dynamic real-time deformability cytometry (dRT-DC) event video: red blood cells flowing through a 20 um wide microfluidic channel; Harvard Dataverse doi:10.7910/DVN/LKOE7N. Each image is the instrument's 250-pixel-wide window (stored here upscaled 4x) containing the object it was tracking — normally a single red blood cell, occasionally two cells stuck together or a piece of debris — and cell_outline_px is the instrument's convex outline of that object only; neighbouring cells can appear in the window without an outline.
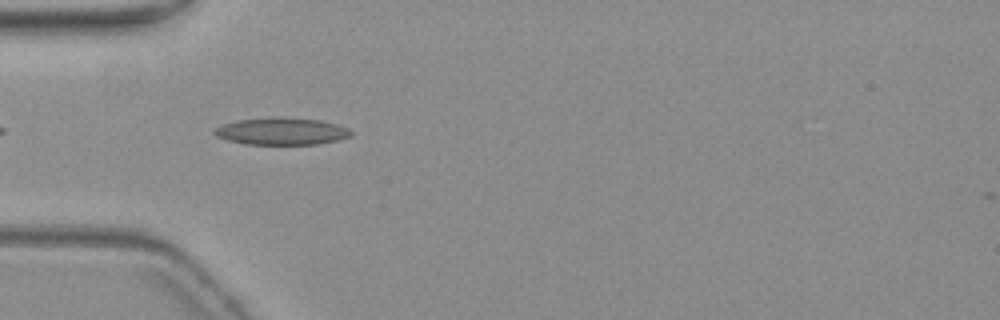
{"species": "common noctule bat (a hibernating species)", "species_latin": "Nyctalus noctula", "temperature_condition": "warm", "stored_images_in_passage": 6, "camera_frame_rate_fps": 3000, "um_per_image_px": 0.085, "animal": {"sex": "female", "body_mass_g": 19.3, "forearm_length_mm": 54.1}, "frame": {"image": 1, "passage_image": 4, "time_ms": 3.667, "image_size_px": [1000, 320], "cell_outline_px": [[352, 136], [336, 140], [316, 144], [244, 144], [228, 140], [216, 136], [212, 132], [216, 128], [224, 124], [236, 120], [320, 120], [336, 124], [348, 128], [352, 132]], "centroid_in_image_um": [23.94, 11.21], "position_along_channel_um": 61.1, "area_um2": 20.4}}
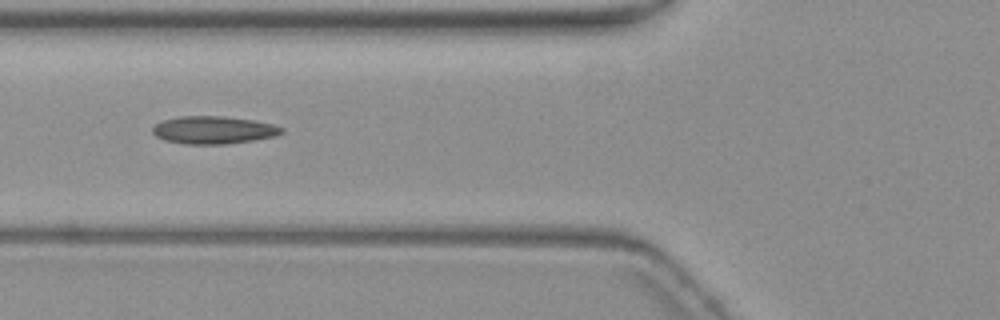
{"frame": {"image": 2, "passage_image": 5, "time_ms": 5.0, "image_size_px": [1000, 320], "cell_outline_px": [[284, 132], [276, 136], [228, 144], [184, 144], [164, 140], [156, 136], [152, 132], [152, 128], [156, 124], [164, 120], [180, 116], [224, 116], [252, 120], [272, 124], [284, 128]], "centroid_in_image_um": [18.15, 11.05], "position_along_channel_um": 107.7, "area_um2": 20.81}}
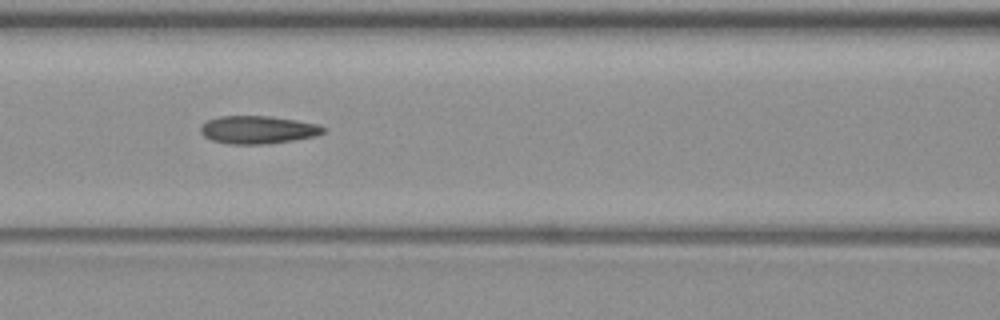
{"frame": {"image": 3, "passage_image": 6, "time_ms": 6.0, "image_size_px": [1000, 320], "cell_outline_px": [[324, 132], [316, 136], [268, 144], [228, 144], [212, 140], [204, 136], [200, 132], [200, 124], [208, 120], [220, 116], [268, 116], [296, 120], [320, 124], [324, 128]], "centroid_in_image_um": [21.9, 11.03], "position_along_channel_um": 144.7, "area_um2": 20.0}}